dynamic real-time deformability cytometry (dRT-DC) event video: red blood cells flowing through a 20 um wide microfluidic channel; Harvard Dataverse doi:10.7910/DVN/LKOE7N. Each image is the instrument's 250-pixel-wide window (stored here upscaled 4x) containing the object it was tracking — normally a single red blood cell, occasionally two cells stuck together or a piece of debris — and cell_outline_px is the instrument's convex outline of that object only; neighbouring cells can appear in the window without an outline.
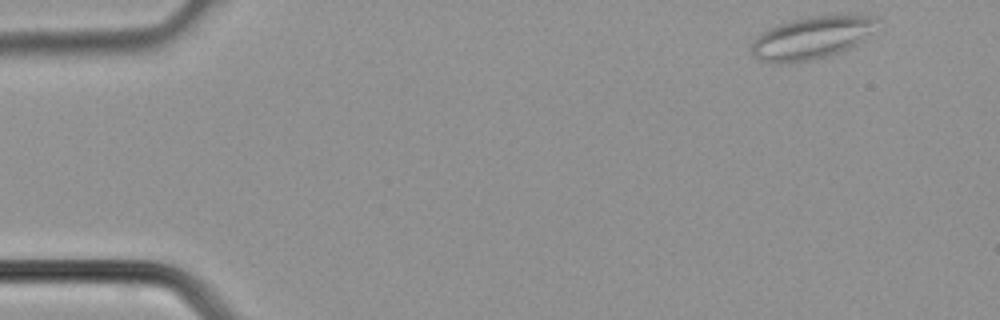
{"species": "common noctule bat (a hibernating species)", "species_latin": "Nyctalus noctula", "temperature_condition": "cold", "stored_images_in_passage": 32, "camera_frame_rate_fps": 3000, "um_per_image_px": 0.085, "animal": {"sex": "male", "body_mass_g": 21.5, "forearm_length_mm": 52.0}, "frame": {"image": 1, "passage_image": 1, "time_ms": 0.0, "image_size_px": [1000, 320], "cell_outline_px": [[880, 20], [856, 44], [840, 52], [828, 56], [808, 60], [776, 64], [760, 60], [752, 56], [752, 44], [756, 36], [760, 32], [768, 28], [792, 20], [812, 16], [844, 12], [868, 16]], "centroid_in_image_um": [68.95, 3.18], "position_along_channel_um": 16.1, "area_um2": 31.15}}
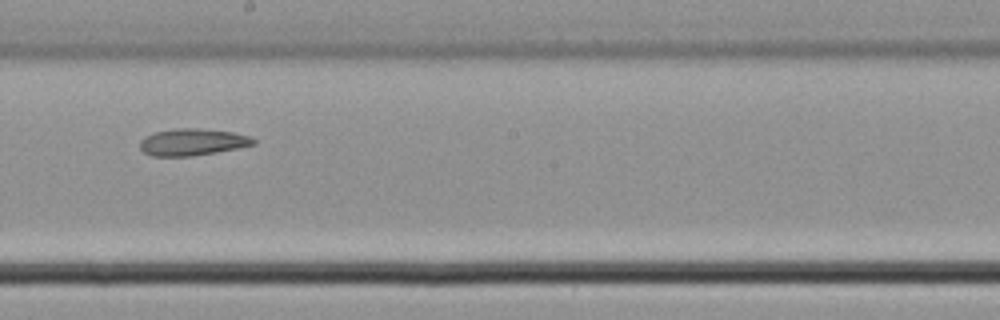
{"frame": {"image": 2, "passage_image": 19, "time_ms": 6.0, "image_size_px": [1000, 320], "cell_outline_px": [[256, 144], [216, 152], [192, 156], [152, 156], [144, 152], [140, 148], [140, 140], [144, 136], [156, 132], [176, 128], [200, 128], [232, 132], [252, 136], [256, 140]], "centroid_in_image_um": [16.36, 12.07], "position_along_channel_um": 231.8, "area_um2": 17.8}}
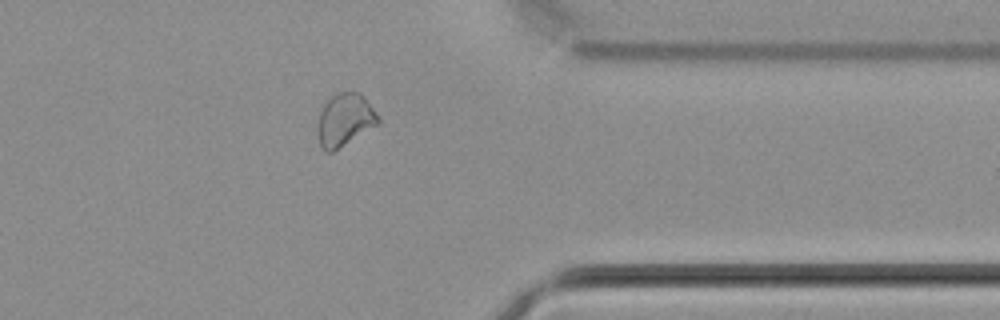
{"frame": {"image": 3, "passage_image": 28, "time_ms": 9.0, "image_size_px": [1000, 320], "cell_outline_px": [[380, 120], [376, 124], [332, 152], [324, 152], [320, 148], [316, 128], [320, 112], [324, 104], [336, 92], [352, 88], [360, 92], [364, 96], [376, 112]], "centroid_in_image_um": [29.26, 10.13], "position_along_channel_um": 382.1, "area_um2": 18.73}}